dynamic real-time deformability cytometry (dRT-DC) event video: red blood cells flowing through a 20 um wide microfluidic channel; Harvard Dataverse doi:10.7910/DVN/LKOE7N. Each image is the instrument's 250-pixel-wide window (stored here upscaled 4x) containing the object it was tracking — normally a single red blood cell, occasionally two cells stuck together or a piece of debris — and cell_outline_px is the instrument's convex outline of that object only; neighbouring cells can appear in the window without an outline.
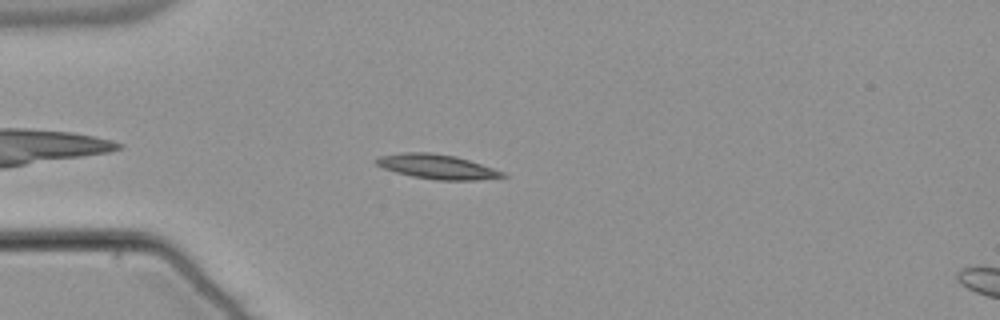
{"species": "common noctule bat (a hibernating species)", "species_latin": "Nyctalus noctula", "temperature_condition": "warm", "stored_images_in_passage": 44, "camera_frame_rate_fps": 3000, "um_per_image_px": 0.085, "animal": {"sex": "male", "body_mass_g": 21.5, "forearm_length_mm": 52.0}, "frame": {"image": 1, "passage_image": 5, "time_ms": 1.333, "image_size_px": [1000, 320], "cell_outline_px": [[508, 176], [476, 180], [436, 180], [412, 176], [396, 172], [384, 168], [376, 164], [376, 160], [380, 156], [404, 152], [432, 152], [456, 156], [504, 172]], "centroid_in_image_um": [37.15, 14.16], "position_along_channel_um": 47.9, "area_um2": 17.86}}
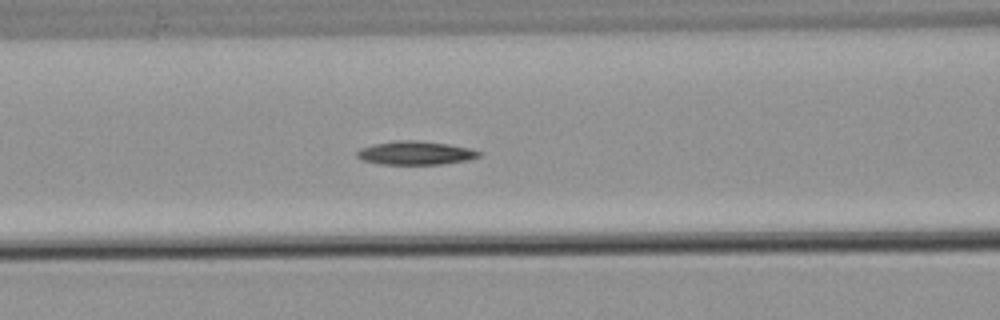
{"frame": {"image": 2, "passage_image": 13, "time_ms": 4.0, "image_size_px": [1000, 320], "cell_outline_px": [[484, 152], [480, 156], [468, 160], [440, 164], [380, 164], [364, 160], [356, 156], [356, 152], [360, 148], [372, 144], [396, 140], [416, 140], [448, 144], [472, 148]], "centroid_in_image_um": [35.34, 12.99], "position_along_channel_um": 131.3, "area_um2": 16.88}}
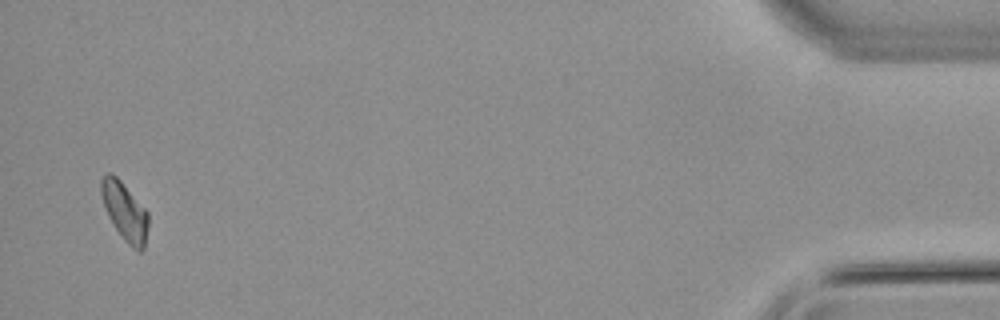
{"frame": {"image": 3, "passage_image": 43, "time_ms": 14.0, "image_size_px": [1000, 320], "cell_outline_px": [[148, 228], [144, 248], [140, 252], [132, 248], [124, 240], [108, 216], [100, 192], [100, 180], [108, 172], [112, 172], [120, 180], [148, 212]], "centroid_in_image_um": [10.61, 17.97], "position_along_channel_um": 424.6, "area_um2": 15.84}, "authors_computed_cell_mechanics": {"area_um2": 16.2707, "velocity_mm_per_s": 3.7942, "shape_relaxation_time_tau1_ms": 8.384, "shape_relaxation_time_tau2_ms": null, "deformation_change_tau1": 0.2004, "deformation_change_tau2": null}}